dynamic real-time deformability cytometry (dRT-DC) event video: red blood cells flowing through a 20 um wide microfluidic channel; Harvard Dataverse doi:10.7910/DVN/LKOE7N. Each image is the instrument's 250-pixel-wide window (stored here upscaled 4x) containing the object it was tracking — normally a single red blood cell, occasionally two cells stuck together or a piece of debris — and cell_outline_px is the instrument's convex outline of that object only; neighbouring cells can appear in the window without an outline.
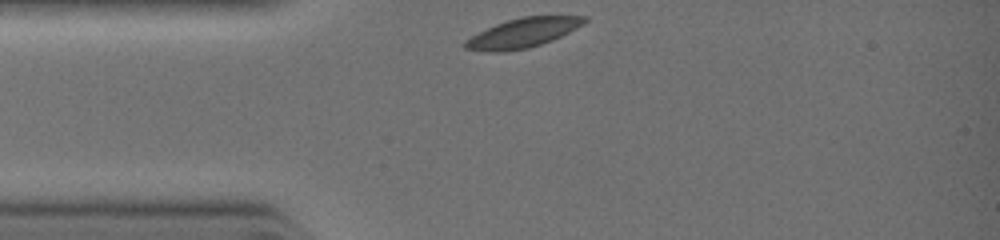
{"species": "common noctule bat (a hibernating species)", "species_latin": "Nyctalus noctula", "temperature_condition": "warm", "stored_images_in_passage": 2, "segment_of_instrument_passage": [2, 2], "camera_frame_rate_fps": 3000, "um_per_image_px": 0.085, "animal": {"sex": "female", "body_mass_g": 19.0, "forearm_length_mm": 51.5}, "frame": {"image": 1, "passage_image": 2, "time_ms": 0.667, "image_size_px": [1000, 240], "cell_outline_px": [[588, 20], [584, 24], [552, 40], [528, 48], [500, 52], [488, 52], [464, 48], [464, 40], [496, 24], [520, 16], [588, 16]], "centroid_in_image_um": [44.45, 2.79], "position_along_channel_um": 40.5, "area_um2": 20.23}}